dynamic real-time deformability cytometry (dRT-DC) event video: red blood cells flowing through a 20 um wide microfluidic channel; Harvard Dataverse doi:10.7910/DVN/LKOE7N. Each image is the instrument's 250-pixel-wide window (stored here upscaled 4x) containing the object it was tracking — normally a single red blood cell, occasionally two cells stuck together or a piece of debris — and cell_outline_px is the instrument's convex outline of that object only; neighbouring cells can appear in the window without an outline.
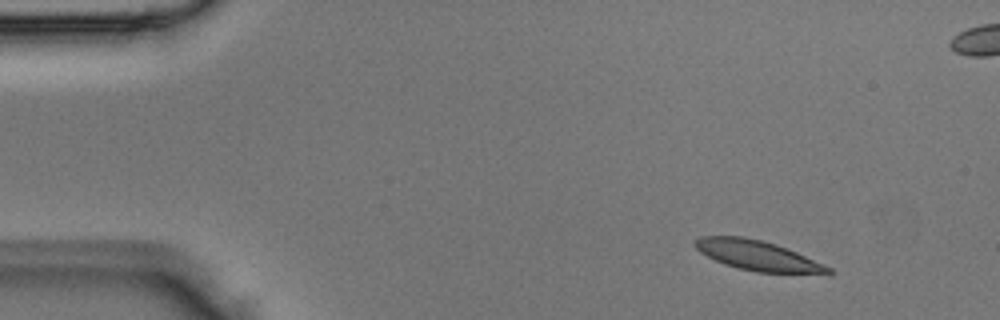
{"species": "Egyptian fruit bat (a non-hibernating species)", "species_latin": "Rousettus aegyptiacus", "temperature_condition": "room temperature", "stored_images_in_passage": 4, "camera_frame_rate_fps": 3000, "um_per_image_px": 0.085, "animal": {"sex": "male"}, "frame": {"image": 1, "passage_image": 1, "time_ms": 0.0, "image_size_px": [1000, 320], "cell_outline_px": [[832, 272], [828, 276], [756, 272], [736, 268], [724, 264], [700, 252], [692, 244], [700, 236], [744, 236], [776, 244], [796, 252], [824, 264], [832, 268]], "centroid_in_image_um": [64.49, 21.76], "position_along_channel_um": 20.5, "area_um2": 23.81}}